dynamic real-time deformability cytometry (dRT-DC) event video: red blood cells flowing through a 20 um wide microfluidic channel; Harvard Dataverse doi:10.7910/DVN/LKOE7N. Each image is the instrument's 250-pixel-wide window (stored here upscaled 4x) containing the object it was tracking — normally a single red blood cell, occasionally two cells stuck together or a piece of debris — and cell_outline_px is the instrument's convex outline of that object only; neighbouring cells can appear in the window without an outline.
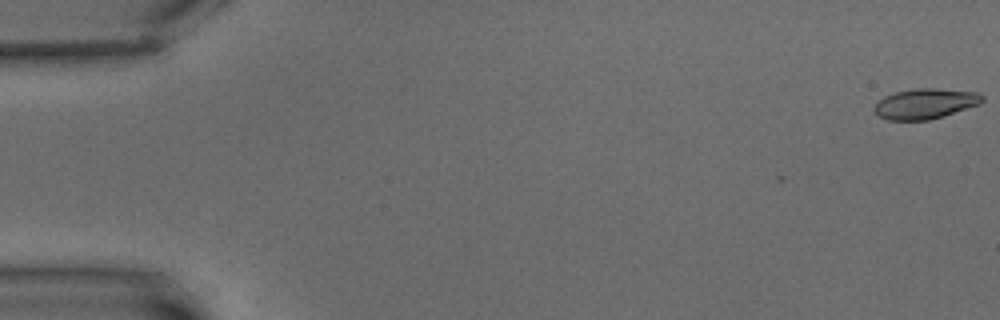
{"species": "common noctule bat (a hibernating species)", "species_latin": "Nyctalus noctula", "temperature_condition": "warm", "stored_images_in_passage": 2, "camera_frame_rate_fps": 3000, "um_per_image_px": 0.085, "animal": {"sex": "male", "body_mass_g": 15.6}, "frame": {"image": 1, "passage_image": 2, "time_ms": 1.333, "image_size_px": [1000, 320], "cell_outline_px": [[984, 100], [980, 104], [944, 116], [928, 120], [888, 120], [880, 116], [872, 108], [884, 96], [896, 92], [916, 88], [936, 88], [980, 92], [984, 96]], "centroid_in_image_um": [78.69, 8.8], "position_along_channel_um": 6.3, "area_um2": 19.13}}